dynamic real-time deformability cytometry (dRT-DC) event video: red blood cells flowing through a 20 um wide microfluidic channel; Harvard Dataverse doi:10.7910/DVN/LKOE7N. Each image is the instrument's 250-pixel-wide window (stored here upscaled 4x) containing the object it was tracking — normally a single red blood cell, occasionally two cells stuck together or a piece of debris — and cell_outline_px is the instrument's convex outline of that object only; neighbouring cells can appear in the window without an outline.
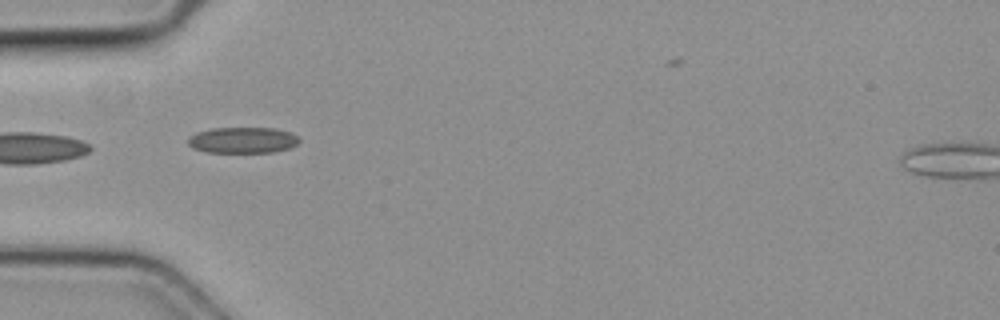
{"species": "common noctule bat (a hibernating species)", "species_latin": "Nyctalus noctula", "temperature_condition": "cold", "stored_images_in_passage": 4, "camera_frame_rate_fps": 3000, "um_per_image_px": 0.085, "animal": {"sex": "female", "body_mass_g": 19.3, "forearm_length_mm": 54.1}, "frame": {"image": 1, "passage_image": 2, "time_ms": 0.333, "image_size_px": [1000, 320], "cell_outline_px": [[300, 140], [296, 144], [288, 148], [272, 152], [208, 152], [192, 148], [188, 144], [188, 136], [196, 132], [212, 128], [276, 128], [292, 132], [300, 136]], "centroid_in_image_um": [20.63, 11.9], "position_along_channel_um": 64.4, "area_um2": 16.99}}
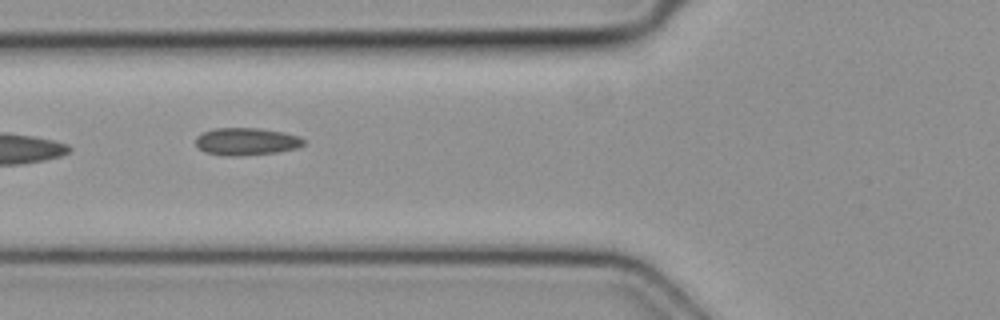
{"frame": {"image": 2, "passage_image": 3, "time_ms": 0.667, "image_size_px": [1000, 320], "cell_outline_px": [[304, 144], [296, 148], [276, 152], [240, 156], [220, 156], [204, 152], [196, 148], [196, 136], [204, 132], [216, 128], [260, 128], [300, 136], [304, 140]], "centroid_in_image_um": [20.89, 12.04], "position_along_channel_um": 104.9, "area_um2": 17.34}}
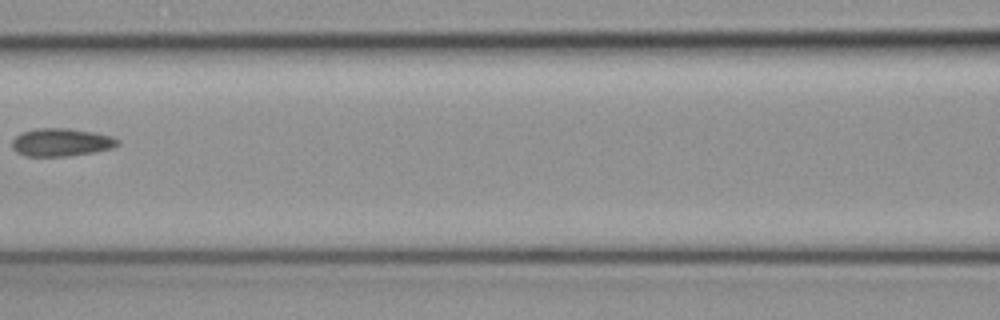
{"frame": {"image": 3, "passage_image": 4, "time_ms": 1.0, "image_size_px": [1000, 320], "cell_outline_px": [[120, 144], [112, 148], [92, 152], [64, 156], [24, 156], [16, 152], [12, 148], [12, 140], [16, 136], [24, 132], [36, 128], [68, 128], [96, 132], [112, 136], [120, 140]], "centroid_in_image_um": [5.21, 12.09], "position_along_channel_um": 161.4, "area_um2": 17.22}}